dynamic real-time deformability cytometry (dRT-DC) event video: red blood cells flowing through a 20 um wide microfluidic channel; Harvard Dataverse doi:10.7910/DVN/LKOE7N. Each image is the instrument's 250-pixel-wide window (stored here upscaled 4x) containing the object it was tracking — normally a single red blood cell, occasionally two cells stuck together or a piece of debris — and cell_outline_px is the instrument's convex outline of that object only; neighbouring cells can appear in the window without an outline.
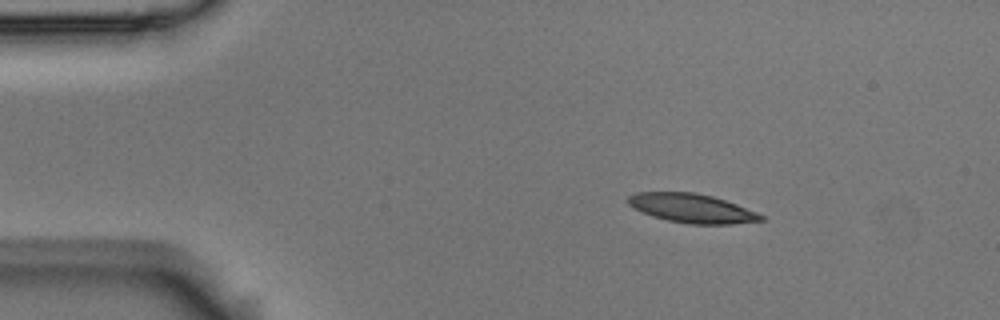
{"species": "Egyptian fruit bat (a non-hibernating species)", "species_latin": "Rousettus aegyptiacus", "temperature_condition": "room temperature", "stored_images_in_passage": 4, "camera_frame_rate_fps": 3000, "um_per_image_px": 0.085, "animal": {"sex": "male"}, "frame": {"image": 1, "passage_image": 1, "time_ms": 0.0, "image_size_px": [1000, 320], "cell_outline_px": [[764, 220], [732, 224], [688, 224], [668, 220], [652, 216], [632, 208], [628, 204], [628, 196], [636, 192], [696, 192], [712, 196], [736, 204], [756, 212], [764, 216]], "centroid_in_image_um": [58.78, 17.7], "position_along_channel_um": 26.2, "area_um2": 22.43}}
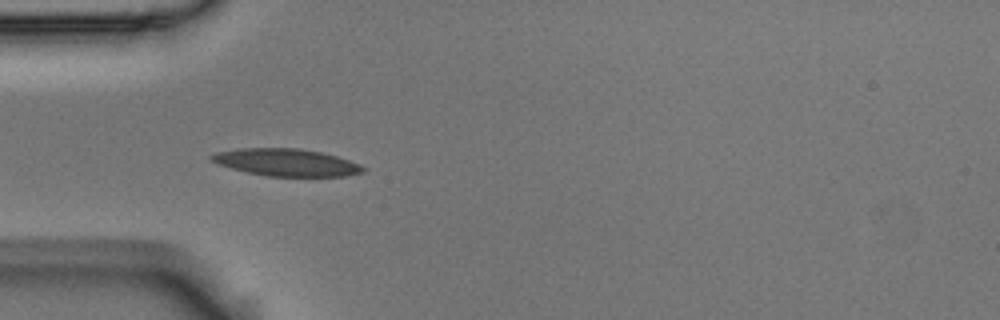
{"frame": {"image": 2, "passage_image": 3, "time_ms": 0.667, "image_size_px": [1000, 320], "cell_outline_px": [[368, 168], [364, 172], [344, 176], [268, 176], [248, 172], [216, 164], [208, 160], [208, 156], [216, 152], [240, 148], [300, 148], [320, 152], [336, 156], [360, 164]], "centroid_in_image_um": [24.31, 13.8], "position_along_channel_um": 60.7, "area_um2": 24.16}}
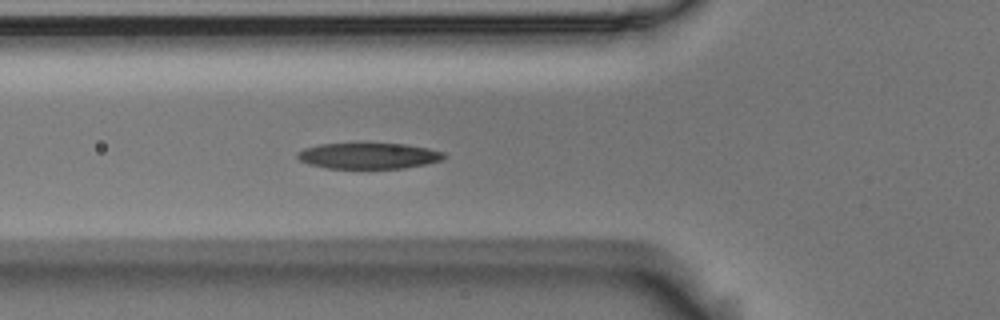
{"frame": {"image": 3, "passage_image": 4, "time_ms": 1.0, "image_size_px": [1000, 320], "cell_outline_px": [[448, 156], [440, 160], [424, 164], [404, 168], [328, 168], [308, 164], [300, 160], [296, 156], [296, 152], [304, 148], [320, 144], [356, 140], [364, 140], [404, 144], [428, 148], [444, 152]], "centroid_in_image_um": [31.28, 13.18], "position_along_channel_um": 94.5, "area_um2": 23.29}}